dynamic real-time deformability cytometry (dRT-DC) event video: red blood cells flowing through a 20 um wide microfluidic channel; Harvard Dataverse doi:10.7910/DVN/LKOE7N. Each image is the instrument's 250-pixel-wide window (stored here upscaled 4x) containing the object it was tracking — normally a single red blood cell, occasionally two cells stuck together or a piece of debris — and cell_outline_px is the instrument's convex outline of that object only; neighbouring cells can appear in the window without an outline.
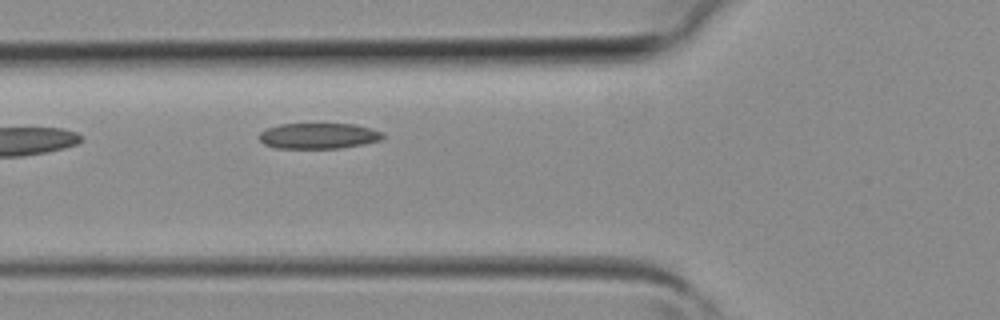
{"species": "common noctule bat (a hibernating species)", "species_latin": "Nyctalus noctula", "temperature_condition": "room temperature", "stored_images_in_passage": 3, "camera_frame_rate_fps": 3000, "um_per_image_px": 0.085, "animal": {"sex": "female", "body_mass_g": 19.3, "forearm_length_mm": 54.1}, "frame": {"image": 1, "passage_image": 3, "time_ms": 0.667, "image_size_px": [1000, 320], "cell_outline_px": [[384, 136], [380, 140], [364, 144], [340, 148], [276, 148], [264, 144], [260, 140], [260, 132], [268, 128], [280, 124], [356, 124], [372, 128], [384, 132]], "centroid_in_image_um": [27.12, 11.55], "position_along_channel_um": 98.7, "area_um2": 18.55}}